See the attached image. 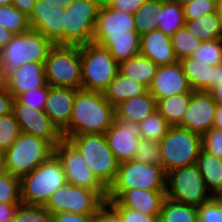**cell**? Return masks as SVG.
<instances>
[{
    "mask_svg": "<svg viewBox=\"0 0 222 222\" xmlns=\"http://www.w3.org/2000/svg\"><path fill=\"white\" fill-rule=\"evenodd\" d=\"M92 42L107 48L118 63L140 54L141 37L111 38V41Z\"/></svg>",
    "mask_w": 222,
    "mask_h": 222,
    "instance_id": "d6a6232c",
    "label": "cell"
},
{
    "mask_svg": "<svg viewBox=\"0 0 222 222\" xmlns=\"http://www.w3.org/2000/svg\"><path fill=\"white\" fill-rule=\"evenodd\" d=\"M0 71H1V50H0Z\"/></svg>",
    "mask_w": 222,
    "mask_h": 222,
    "instance_id": "89a4df30",
    "label": "cell"
},
{
    "mask_svg": "<svg viewBox=\"0 0 222 222\" xmlns=\"http://www.w3.org/2000/svg\"><path fill=\"white\" fill-rule=\"evenodd\" d=\"M14 34L0 26V50H2L11 40Z\"/></svg>",
    "mask_w": 222,
    "mask_h": 222,
    "instance_id": "11a10c76",
    "label": "cell"
},
{
    "mask_svg": "<svg viewBox=\"0 0 222 222\" xmlns=\"http://www.w3.org/2000/svg\"><path fill=\"white\" fill-rule=\"evenodd\" d=\"M106 201L94 190L66 183L55 191L44 207L51 213L97 215Z\"/></svg>",
    "mask_w": 222,
    "mask_h": 222,
    "instance_id": "4fadbf2b",
    "label": "cell"
},
{
    "mask_svg": "<svg viewBox=\"0 0 222 222\" xmlns=\"http://www.w3.org/2000/svg\"><path fill=\"white\" fill-rule=\"evenodd\" d=\"M201 137L202 149L222 160V129L212 127Z\"/></svg>",
    "mask_w": 222,
    "mask_h": 222,
    "instance_id": "f6af8a7d",
    "label": "cell"
},
{
    "mask_svg": "<svg viewBox=\"0 0 222 222\" xmlns=\"http://www.w3.org/2000/svg\"><path fill=\"white\" fill-rule=\"evenodd\" d=\"M83 156L97 179L108 189L114 182L119 167L108 146L105 134H80L66 138Z\"/></svg>",
    "mask_w": 222,
    "mask_h": 222,
    "instance_id": "277c9868",
    "label": "cell"
},
{
    "mask_svg": "<svg viewBox=\"0 0 222 222\" xmlns=\"http://www.w3.org/2000/svg\"><path fill=\"white\" fill-rule=\"evenodd\" d=\"M139 125L141 138L155 142H159L171 127L158 111H155L153 114L140 121Z\"/></svg>",
    "mask_w": 222,
    "mask_h": 222,
    "instance_id": "d590c367",
    "label": "cell"
},
{
    "mask_svg": "<svg viewBox=\"0 0 222 222\" xmlns=\"http://www.w3.org/2000/svg\"><path fill=\"white\" fill-rule=\"evenodd\" d=\"M45 4H48L51 8L54 6L58 8H64L66 5L78 0H43Z\"/></svg>",
    "mask_w": 222,
    "mask_h": 222,
    "instance_id": "680465c9",
    "label": "cell"
},
{
    "mask_svg": "<svg viewBox=\"0 0 222 222\" xmlns=\"http://www.w3.org/2000/svg\"><path fill=\"white\" fill-rule=\"evenodd\" d=\"M4 85L14 98L26 91L46 87L48 84L44 63H29L17 67L4 77Z\"/></svg>",
    "mask_w": 222,
    "mask_h": 222,
    "instance_id": "ffe728a7",
    "label": "cell"
},
{
    "mask_svg": "<svg viewBox=\"0 0 222 222\" xmlns=\"http://www.w3.org/2000/svg\"><path fill=\"white\" fill-rule=\"evenodd\" d=\"M141 37L135 29L134 14L115 10L102 3L92 41H111V38Z\"/></svg>",
    "mask_w": 222,
    "mask_h": 222,
    "instance_id": "9a60e30c",
    "label": "cell"
},
{
    "mask_svg": "<svg viewBox=\"0 0 222 222\" xmlns=\"http://www.w3.org/2000/svg\"><path fill=\"white\" fill-rule=\"evenodd\" d=\"M12 111L22 133L47 140L53 147L63 139L62 132L44 111L25 105L17 98L13 100Z\"/></svg>",
    "mask_w": 222,
    "mask_h": 222,
    "instance_id": "5bb4252c",
    "label": "cell"
},
{
    "mask_svg": "<svg viewBox=\"0 0 222 222\" xmlns=\"http://www.w3.org/2000/svg\"><path fill=\"white\" fill-rule=\"evenodd\" d=\"M158 30L172 36L184 27V8L174 0H163L162 6L157 9Z\"/></svg>",
    "mask_w": 222,
    "mask_h": 222,
    "instance_id": "f1b7e54d",
    "label": "cell"
},
{
    "mask_svg": "<svg viewBox=\"0 0 222 222\" xmlns=\"http://www.w3.org/2000/svg\"><path fill=\"white\" fill-rule=\"evenodd\" d=\"M158 222H198L197 207L165 198Z\"/></svg>",
    "mask_w": 222,
    "mask_h": 222,
    "instance_id": "1f68e13d",
    "label": "cell"
},
{
    "mask_svg": "<svg viewBox=\"0 0 222 222\" xmlns=\"http://www.w3.org/2000/svg\"><path fill=\"white\" fill-rule=\"evenodd\" d=\"M217 12H218V15H219L221 23H222V0H218Z\"/></svg>",
    "mask_w": 222,
    "mask_h": 222,
    "instance_id": "be15d7a7",
    "label": "cell"
},
{
    "mask_svg": "<svg viewBox=\"0 0 222 222\" xmlns=\"http://www.w3.org/2000/svg\"><path fill=\"white\" fill-rule=\"evenodd\" d=\"M105 137L119 163L133 160L141 138L139 122L115 119Z\"/></svg>",
    "mask_w": 222,
    "mask_h": 222,
    "instance_id": "2e32d148",
    "label": "cell"
},
{
    "mask_svg": "<svg viewBox=\"0 0 222 222\" xmlns=\"http://www.w3.org/2000/svg\"><path fill=\"white\" fill-rule=\"evenodd\" d=\"M4 153L6 172L21 178L54 154V147L47 140L21 133Z\"/></svg>",
    "mask_w": 222,
    "mask_h": 222,
    "instance_id": "9c48e42d",
    "label": "cell"
},
{
    "mask_svg": "<svg viewBox=\"0 0 222 222\" xmlns=\"http://www.w3.org/2000/svg\"><path fill=\"white\" fill-rule=\"evenodd\" d=\"M140 54L158 66L178 61L173 51L171 36L158 29L141 36Z\"/></svg>",
    "mask_w": 222,
    "mask_h": 222,
    "instance_id": "603a6c76",
    "label": "cell"
},
{
    "mask_svg": "<svg viewBox=\"0 0 222 222\" xmlns=\"http://www.w3.org/2000/svg\"><path fill=\"white\" fill-rule=\"evenodd\" d=\"M52 214L44 205L20 203L12 222H51Z\"/></svg>",
    "mask_w": 222,
    "mask_h": 222,
    "instance_id": "f35d334b",
    "label": "cell"
},
{
    "mask_svg": "<svg viewBox=\"0 0 222 222\" xmlns=\"http://www.w3.org/2000/svg\"><path fill=\"white\" fill-rule=\"evenodd\" d=\"M198 222H222V206L212 197L197 207Z\"/></svg>",
    "mask_w": 222,
    "mask_h": 222,
    "instance_id": "ee69618b",
    "label": "cell"
},
{
    "mask_svg": "<svg viewBox=\"0 0 222 222\" xmlns=\"http://www.w3.org/2000/svg\"><path fill=\"white\" fill-rule=\"evenodd\" d=\"M4 84V78L1 75V71H0V87Z\"/></svg>",
    "mask_w": 222,
    "mask_h": 222,
    "instance_id": "003e7915",
    "label": "cell"
},
{
    "mask_svg": "<svg viewBox=\"0 0 222 222\" xmlns=\"http://www.w3.org/2000/svg\"><path fill=\"white\" fill-rule=\"evenodd\" d=\"M97 215L58 212L52 214L51 222H91Z\"/></svg>",
    "mask_w": 222,
    "mask_h": 222,
    "instance_id": "681fc988",
    "label": "cell"
},
{
    "mask_svg": "<svg viewBox=\"0 0 222 222\" xmlns=\"http://www.w3.org/2000/svg\"><path fill=\"white\" fill-rule=\"evenodd\" d=\"M0 26L14 35L30 29L28 17L13 5L0 6Z\"/></svg>",
    "mask_w": 222,
    "mask_h": 222,
    "instance_id": "e575fe53",
    "label": "cell"
},
{
    "mask_svg": "<svg viewBox=\"0 0 222 222\" xmlns=\"http://www.w3.org/2000/svg\"><path fill=\"white\" fill-rule=\"evenodd\" d=\"M36 3V0H12V4L14 7L19 9L23 14L27 17L30 16L33 7Z\"/></svg>",
    "mask_w": 222,
    "mask_h": 222,
    "instance_id": "db71d44e",
    "label": "cell"
},
{
    "mask_svg": "<svg viewBox=\"0 0 222 222\" xmlns=\"http://www.w3.org/2000/svg\"><path fill=\"white\" fill-rule=\"evenodd\" d=\"M134 160L146 164L160 165L161 156L159 143L140 138Z\"/></svg>",
    "mask_w": 222,
    "mask_h": 222,
    "instance_id": "60d3db41",
    "label": "cell"
},
{
    "mask_svg": "<svg viewBox=\"0 0 222 222\" xmlns=\"http://www.w3.org/2000/svg\"><path fill=\"white\" fill-rule=\"evenodd\" d=\"M28 20L30 28L41 32L55 45H63V8H51L43 0H36Z\"/></svg>",
    "mask_w": 222,
    "mask_h": 222,
    "instance_id": "d6986e66",
    "label": "cell"
},
{
    "mask_svg": "<svg viewBox=\"0 0 222 222\" xmlns=\"http://www.w3.org/2000/svg\"><path fill=\"white\" fill-rule=\"evenodd\" d=\"M212 127L222 129V106L220 105H217Z\"/></svg>",
    "mask_w": 222,
    "mask_h": 222,
    "instance_id": "6f0895ef",
    "label": "cell"
},
{
    "mask_svg": "<svg viewBox=\"0 0 222 222\" xmlns=\"http://www.w3.org/2000/svg\"><path fill=\"white\" fill-rule=\"evenodd\" d=\"M216 108L217 104L209 92L192 91L188 108L178 127L202 136L212 128Z\"/></svg>",
    "mask_w": 222,
    "mask_h": 222,
    "instance_id": "e0dca14e",
    "label": "cell"
},
{
    "mask_svg": "<svg viewBox=\"0 0 222 222\" xmlns=\"http://www.w3.org/2000/svg\"><path fill=\"white\" fill-rule=\"evenodd\" d=\"M157 111V100L148 91L115 106V119L140 122Z\"/></svg>",
    "mask_w": 222,
    "mask_h": 222,
    "instance_id": "cb8c5ba5",
    "label": "cell"
},
{
    "mask_svg": "<svg viewBox=\"0 0 222 222\" xmlns=\"http://www.w3.org/2000/svg\"><path fill=\"white\" fill-rule=\"evenodd\" d=\"M184 26L202 42L222 38V23L218 12L204 15L192 21H185Z\"/></svg>",
    "mask_w": 222,
    "mask_h": 222,
    "instance_id": "f546056e",
    "label": "cell"
},
{
    "mask_svg": "<svg viewBox=\"0 0 222 222\" xmlns=\"http://www.w3.org/2000/svg\"><path fill=\"white\" fill-rule=\"evenodd\" d=\"M91 222H101L97 217H95Z\"/></svg>",
    "mask_w": 222,
    "mask_h": 222,
    "instance_id": "a7ac6f4b",
    "label": "cell"
},
{
    "mask_svg": "<svg viewBox=\"0 0 222 222\" xmlns=\"http://www.w3.org/2000/svg\"><path fill=\"white\" fill-rule=\"evenodd\" d=\"M209 93L212 95L213 101L217 105L222 106V81H220Z\"/></svg>",
    "mask_w": 222,
    "mask_h": 222,
    "instance_id": "9f6ffc18",
    "label": "cell"
},
{
    "mask_svg": "<svg viewBox=\"0 0 222 222\" xmlns=\"http://www.w3.org/2000/svg\"><path fill=\"white\" fill-rule=\"evenodd\" d=\"M14 97L9 93L6 86L3 84L0 87V116L12 112Z\"/></svg>",
    "mask_w": 222,
    "mask_h": 222,
    "instance_id": "816d5d0a",
    "label": "cell"
},
{
    "mask_svg": "<svg viewBox=\"0 0 222 222\" xmlns=\"http://www.w3.org/2000/svg\"><path fill=\"white\" fill-rule=\"evenodd\" d=\"M81 89L104 92L119 72V63L107 48L94 42L80 46Z\"/></svg>",
    "mask_w": 222,
    "mask_h": 222,
    "instance_id": "52a82bcc",
    "label": "cell"
},
{
    "mask_svg": "<svg viewBox=\"0 0 222 222\" xmlns=\"http://www.w3.org/2000/svg\"><path fill=\"white\" fill-rule=\"evenodd\" d=\"M15 202L20 200V178L9 173L0 175V203Z\"/></svg>",
    "mask_w": 222,
    "mask_h": 222,
    "instance_id": "b9f144b4",
    "label": "cell"
},
{
    "mask_svg": "<svg viewBox=\"0 0 222 222\" xmlns=\"http://www.w3.org/2000/svg\"><path fill=\"white\" fill-rule=\"evenodd\" d=\"M213 197L222 206V190L216 192Z\"/></svg>",
    "mask_w": 222,
    "mask_h": 222,
    "instance_id": "6125c7cd",
    "label": "cell"
},
{
    "mask_svg": "<svg viewBox=\"0 0 222 222\" xmlns=\"http://www.w3.org/2000/svg\"><path fill=\"white\" fill-rule=\"evenodd\" d=\"M165 192L167 198L195 207L213 197L206 187L197 164L166 173Z\"/></svg>",
    "mask_w": 222,
    "mask_h": 222,
    "instance_id": "8fae6325",
    "label": "cell"
},
{
    "mask_svg": "<svg viewBox=\"0 0 222 222\" xmlns=\"http://www.w3.org/2000/svg\"><path fill=\"white\" fill-rule=\"evenodd\" d=\"M163 0H146L134 13L136 32L142 36L158 28L157 9L162 6Z\"/></svg>",
    "mask_w": 222,
    "mask_h": 222,
    "instance_id": "836d02e7",
    "label": "cell"
},
{
    "mask_svg": "<svg viewBox=\"0 0 222 222\" xmlns=\"http://www.w3.org/2000/svg\"><path fill=\"white\" fill-rule=\"evenodd\" d=\"M138 188L151 191L166 190V173L161 165L136 160L119 163L117 176L107 189L106 200H115L124 190Z\"/></svg>",
    "mask_w": 222,
    "mask_h": 222,
    "instance_id": "5b68a950",
    "label": "cell"
},
{
    "mask_svg": "<svg viewBox=\"0 0 222 222\" xmlns=\"http://www.w3.org/2000/svg\"><path fill=\"white\" fill-rule=\"evenodd\" d=\"M6 173L5 169V153L0 151V175Z\"/></svg>",
    "mask_w": 222,
    "mask_h": 222,
    "instance_id": "94428289",
    "label": "cell"
},
{
    "mask_svg": "<svg viewBox=\"0 0 222 222\" xmlns=\"http://www.w3.org/2000/svg\"><path fill=\"white\" fill-rule=\"evenodd\" d=\"M96 217L101 222H123L120 214L107 201L100 207Z\"/></svg>",
    "mask_w": 222,
    "mask_h": 222,
    "instance_id": "f907efd6",
    "label": "cell"
},
{
    "mask_svg": "<svg viewBox=\"0 0 222 222\" xmlns=\"http://www.w3.org/2000/svg\"><path fill=\"white\" fill-rule=\"evenodd\" d=\"M174 1H176V2H178L180 5L184 6V5L188 4V3H191V2L194 1V0H174Z\"/></svg>",
    "mask_w": 222,
    "mask_h": 222,
    "instance_id": "e7e4bbea",
    "label": "cell"
},
{
    "mask_svg": "<svg viewBox=\"0 0 222 222\" xmlns=\"http://www.w3.org/2000/svg\"><path fill=\"white\" fill-rule=\"evenodd\" d=\"M165 198V191L133 188L124 190L115 200L123 207L159 217Z\"/></svg>",
    "mask_w": 222,
    "mask_h": 222,
    "instance_id": "7402d4cb",
    "label": "cell"
},
{
    "mask_svg": "<svg viewBox=\"0 0 222 222\" xmlns=\"http://www.w3.org/2000/svg\"><path fill=\"white\" fill-rule=\"evenodd\" d=\"M21 129L13 111L0 116V151L5 152L19 137Z\"/></svg>",
    "mask_w": 222,
    "mask_h": 222,
    "instance_id": "74e56055",
    "label": "cell"
},
{
    "mask_svg": "<svg viewBox=\"0 0 222 222\" xmlns=\"http://www.w3.org/2000/svg\"><path fill=\"white\" fill-rule=\"evenodd\" d=\"M148 91L158 101L181 93H191L193 90L184 74L179 61L170 65H161L148 87Z\"/></svg>",
    "mask_w": 222,
    "mask_h": 222,
    "instance_id": "ac0fdd59",
    "label": "cell"
},
{
    "mask_svg": "<svg viewBox=\"0 0 222 222\" xmlns=\"http://www.w3.org/2000/svg\"><path fill=\"white\" fill-rule=\"evenodd\" d=\"M158 143L161 156L160 165L165 173L196 164L202 149L200 134L178 126H171Z\"/></svg>",
    "mask_w": 222,
    "mask_h": 222,
    "instance_id": "8992f818",
    "label": "cell"
},
{
    "mask_svg": "<svg viewBox=\"0 0 222 222\" xmlns=\"http://www.w3.org/2000/svg\"><path fill=\"white\" fill-rule=\"evenodd\" d=\"M171 41L175 57L178 61L186 57H191L202 43L185 26L171 36Z\"/></svg>",
    "mask_w": 222,
    "mask_h": 222,
    "instance_id": "8d00e7d4",
    "label": "cell"
},
{
    "mask_svg": "<svg viewBox=\"0 0 222 222\" xmlns=\"http://www.w3.org/2000/svg\"><path fill=\"white\" fill-rule=\"evenodd\" d=\"M197 166L212 195L222 188V160L201 149L197 158Z\"/></svg>",
    "mask_w": 222,
    "mask_h": 222,
    "instance_id": "83f0119b",
    "label": "cell"
},
{
    "mask_svg": "<svg viewBox=\"0 0 222 222\" xmlns=\"http://www.w3.org/2000/svg\"><path fill=\"white\" fill-rule=\"evenodd\" d=\"M121 216L123 222H158V216H151L121 206L116 200H106Z\"/></svg>",
    "mask_w": 222,
    "mask_h": 222,
    "instance_id": "7dc6e473",
    "label": "cell"
},
{
    "mask_svg": "<svg viewBox=\"0 0 222 222\" xmlns=\"http://www.w3.org/2000/svg\"><path fill=\"white\" fill-rule=\"evenodd\" d=\"M179 62L193 91L210 92L213 89V65L204 64L193 57L183 58Z\"/></svg>",
    "mask_w": 222,
    "mask_h": 222,
    "instance_id": "484cf974",
    "label": "cell"
},
{
    "mask_svg": "<svg viewBox=\"0 0 222 222\" xmlns=\"http://www.w3.org/2000/svg\"><path fill=\"white\" fill-rule=\"evenodd\" d=\"M218 0H194L183 6L185 21H192L204 15L217 12Z\"/></svg>",
    "mask_w": 222,
    "mask_h": 222,
    "instance_id": "7bdbcfd3",
    "label": "cell"
},
{
    "mask_svg": "<svg viewBox=\"0 0 222 222\" xmlns=\"http://www.w3.org/2000/svg\"><path fill=\"white\" fill-rule=\"evenodd\" d=\"M191 93H181L157 101V111L171 126H178L185 115Z\"/></svg>",
    "mask_w": 222,
    "mask_h": 222,
    "instance_id": "4dcf8cb0",
    "label": "cell"
},
{
    "mask_svg": "<svg viewBox=\"0 0 222 222\" xmlns=\"http://www.w3.org/2000/svg\"><path fill=\"white\" fill-rule=\"evenodd\" d=\"M19 205L15 202L0 203V222H12Z\"/></svg>",
    "mask_w": 222,
    "mask_h": 222,
    "instance_id": "f5cc1de1",
    "label": "cell"
},
{
    "mask_svg": "<svg viewBox=\"0 0 222 222\" xmlns=\"http://www.w3.org/2000/svg\"><path fill=\"white\" fill-rule=\"evenodd\" d=\"M103 0H78L63 8V45L81 46L92 42Z\"/></svg>",
    "mask_w": 222,
    "mask_h": 222,
    "instance_id": "ba28073f",
    "label": "cell"
},
{
    "mask_svg": "<svg viewBox=\"0 0 222 222\" xmlns=\"http://www.w3.org/2000/svg\"><path fill=\"white\" fill-rule=\"evenodd\" d=\"M193 58L204 62V64H209L216 66L222 63V38L202 42L198 49L192 54Z\"/></svg>",
    "mask_w": 222,
    "mask_h": 222,
    "instance_id": "ab89813d",
    "label": "cell"
},
{
    "mask_svg": "<svg viewBox=\"0 0 222 222\" xmlns=\"http://www.w3.org/2000/svg\"><path fill=\"white\" fill-rule=\"evenodd\" d=\"M12 4V0H0V6L4 5V6H8Z\"/></svg>",
    "mask_w": 222,
    "mask_h": 222,
    "instance_id": "03108f58",
    "label": "cell"
},
{
    "mask_svg": "<svg viewBox=\"0 0 222 222\" xmlns=\"http://www.w3.org/2000/svg\"><path fill=\"white\" fill-rule=\"evenodd\" d=\"M115 120V107L103 92L79 89L76 92L69 125L63 138L80 134H105Z\"/></svg>",
    "mask_w": 222,
    "mask_h": 222,
    "instance_id": "6da1fadb",
    "label": "cell"
},
{
    "mask_svg": "<svg viewBox=\"0 0 222 222\" xmlns=\"http://www.w3.org/2000/svg\"><path fill=\"white\" fill-rule=\"evenodd\" d=\"M222 81V63L214 66L213 70V88Z\"/></svg>",
    "mask_w": 222,
    "mask_h": 222,
    "instance_id": "91938a15",
    "label": "cell"
},
{
    "mask_svg": "<svg viewBox=\"0 0 222 222\" xmlns=\"http://www.w3.org/2000/svg\"><path fill=\"white\" fill-rule=\"evenodd\" d=\"M54 154L62 164L67 183L94 190L106 201L107 188L97 179L86 160L67 139L63 138L56 144Z\"/></svg>",
    "mask_w": 222,
    "mask_h": 222,
    "instance_id": "7c38bea8",
    "label": "cell"
},
{
    "mask_svg": "<svg viewBox=\"0 0 222 222\" xmlns=\"http://www.w3.org/2000/svg\"><path fill=\"white\" fill-rule=\"evenodd\" d=\"M55 44L41 32L30 28L15 34L1 50V75L4 78L19 66L29 63H44Z\"/></svg>",
    "mask_w": 222,
    "mask_h": 222,
    "instance_id": "3957f363",
    "label": "cell"
},
{
    "mask_svg": "<svg viewBox=\"0 0 222 222\" xmlns=\"http://www.w3.org/2000/svg\"><path fill=\"white\" fill-rule=\"evenodd\" d=\"M67 183L62 164L52 154L32 172L20 178V200L28 205H45L52 194Z\"/></svg>",
    "mask_w": 222,
    "mask_h": 222,
    "instance_id": "7a4b0ae2",
    "label": "cell"
},
{
    "mask_svg": "<svg viewBox=\"0 0 222 222\" xmlns=\"http://www.w3.org/2000/svg\"><path fill=\"white\" fill-rule=\"evenodd\" d=\"M147 92L148 87L146 85L134 81L118 72L104 90L103 94L106 100L115 107L122 101L135 98Z\"/></svg>",
    "mask_w": 222,
    "mask_h": 222,
    "instance_id": "d4e9b609",
    "label": "cell"
},
{
    "mask_svg": "<svg viewBox=\"0 0 222 222\" xmlns=\"http://www.w3.org/2000/svg\"><path fill=\"white\" fill-rule=\"evenodd\" d=\"M158 67L151 59L139 54L128 60L121 61L119 63V72L149 87Z\"/></svg>",
    "mask_w": 222,
    "mask_h": 222,
    "instance_id": "4316f807",
    "label": "cell"
},
{
    "mask_svg": "<svg viewBox=\"0 0 222 222\" xmlns=\"http://www.w3.org/2000/svg\"><path fill=\"white\" fill-rule=\"evenodd\" d=\"M48 92L49 85L32 91H26L25 93L19 95L17 99L25 105H29L36 110L43 111L48 97Z\"/></svg>",
    "mask_w": 222,
    "mask_h": 222,
    "instance_id": "bcb514c9",
    "label": "cell"
},
{
    "mask_svg": "<svg viewBox=\"0 0 222 222\" xmlns=\"http://www.w3.org/2000/svg\"><path fill=\"white\" fill-rule=\"evenodd\" d=\"M44 71L50 86L81 89L80 46L55 45L44 62Z\"/></svg>",
    "mask_w": 222,
    "mask_h": 222,
    "instance_id": "30bf717a",
    "label": "cell"
},
{
    "mask_svg": "<svg viewBox=\"0 0 222 222\" xmlns=\"http://www.w3.org/2000/svg\"><path fill=\"white\" fill-rule=\"evenodd\" d=\"M78 89L50 86L44 112L62 132L71 119L75 95Z\"/></svg>",
    "mask_w": 222,
    "mask_h": 222,
    "instance_id": "44dd1931",
    "label": "cell"
},
{
    "mask_svg": "<svg viewBox=\"0 0 222 222\" xmlns=\"http://www.w3.org/2000/svg\"><path fill=\"white\" fill-rule=\"evenodd\" d=\"M146 0H103V2L118 11H123L127 13H136L138 8L145 2Z\"/></svg>",
    "mask_w": 222,
    "mask_h": 222,
    "instance_id": "c3c4849f",
    "label": "cell"
}]
</instances>
